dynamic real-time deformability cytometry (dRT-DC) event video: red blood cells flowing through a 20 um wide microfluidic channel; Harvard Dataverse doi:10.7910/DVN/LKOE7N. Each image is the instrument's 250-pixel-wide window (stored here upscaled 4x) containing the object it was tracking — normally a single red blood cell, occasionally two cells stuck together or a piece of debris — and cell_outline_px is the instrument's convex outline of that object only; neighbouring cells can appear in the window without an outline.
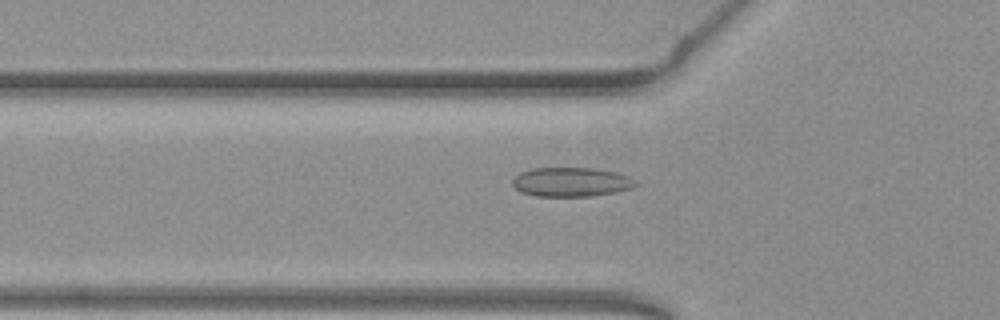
{"species": "common noctule bat (a hibernating species)", "species_latin": "Nyctalus noctula", "temperature_condition": "warm", "stored_images_in_passage": 53, "camera_frame_rate_fps": 3000, "um_per_image_px": 0.085, "animal": {"sex": "female", "body_mass_g": 19.3, "forearm_length_mm": 54.1}, "frame": {"image": 1, "passage_image": 18, "time_ms": 5.667, "image_size_px": [1000, 320], "cell_outline_px": [[636, 184], [632, 188], [616, 192], [592, 196], [536, 196], [520, 192], [512, 184], [512, 180], [520, 172], [532, 168], [592, 168], [616, 172], [628, 176], [636, 180]], "centroid_in_image_um": [48.54, 15.47], "position_along_channel_um": 77.3, "area_um2": 20.98}}
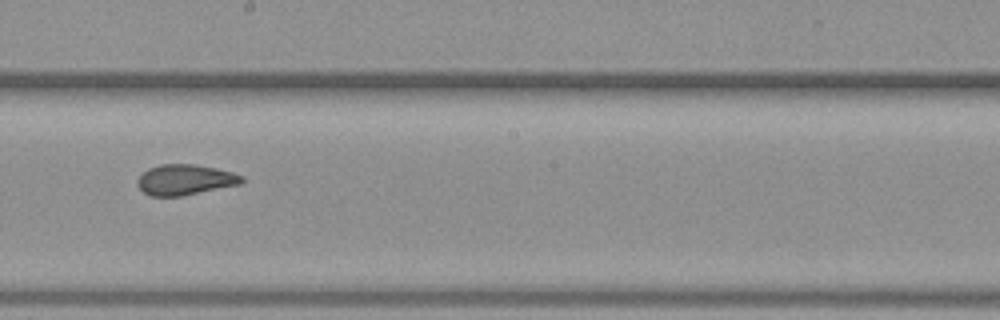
{"frame": {"image": 2, "passage_image": 30, "time_ms": 9.667, "image_size_px": [1000, 320], "cell_outline_px": [[244, 180], [240, 184], [180, 196], [148, 196], [136, 184], [136, 180], [148, 168], [160, 164], [196, 164], [216, 168], [232, 172], [244, 176]], "centroid_in_image_um": [15.71, 15.27], "position_along_channel_um": 232.5, "area_um2": 18.55}}
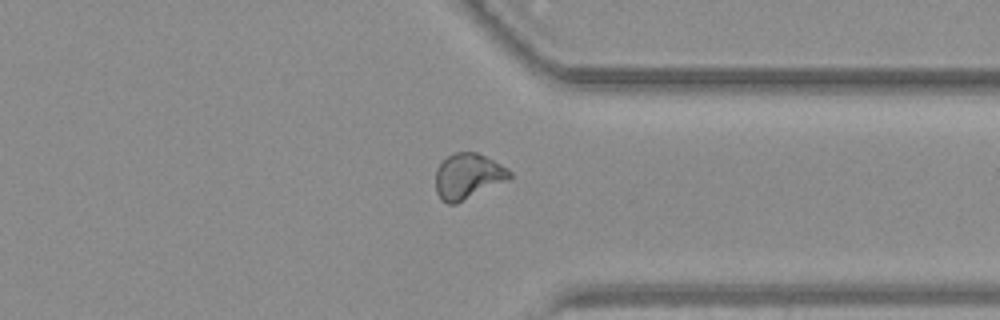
{"frame": {"image": 3, "passage_image": 41, "time_ms": 13.333, "image_size_px": [1000, 320], "cell_outline_px": [[512, 176], [508, 180], [456, 204], [448, 204], [440, 200], [436, 192], [436, 168], [448, 156], [456, 152], [476, 152], [508, 168], [512, 172]], "centroid_in_image_um": [39.77, 14.99], "position_along_channel_um": 371.6, "area_um2": 19.59}, "authors_computed_cell_mechanics": {"area_um2": 19.5942, "velocity_mm_per_s": 3.8609, "shape_relaxation_time_tau1_ms": null, "shape_relaxation_time_tau2_ms": 1.3833, "deformation_change_tau1": null, "deformation_change_tau2": 0.0587}}